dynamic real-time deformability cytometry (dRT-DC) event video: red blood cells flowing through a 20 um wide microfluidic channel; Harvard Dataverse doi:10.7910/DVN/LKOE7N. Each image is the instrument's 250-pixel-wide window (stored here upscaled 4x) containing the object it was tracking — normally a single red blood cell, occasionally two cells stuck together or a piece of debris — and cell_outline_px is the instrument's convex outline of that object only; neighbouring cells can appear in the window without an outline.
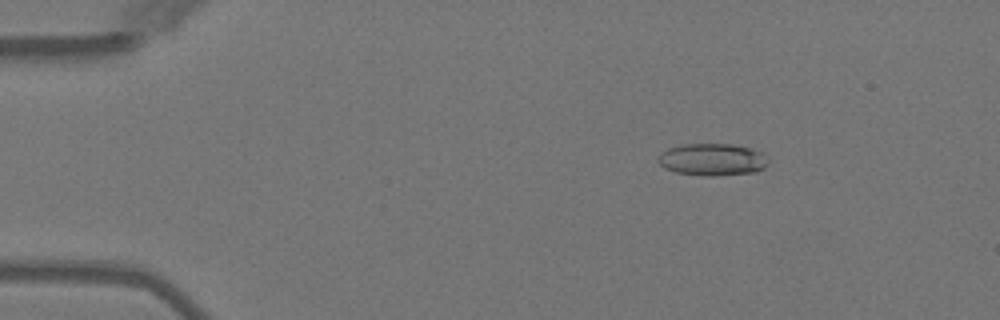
{"species": "Egyptian fruit bat (a non-hibernating species)", "species_latin": "Rousettus aegyptiacus", "temperature_condition": "warm", "stored_images_in_passage": 5, "camera_frame_rate_fps": 3000, "um_per_image_px": 0.085, "animal": {"sex": "female"}, "frame": {"image": 1, "passage_image": 3, "time_ms": 2.333, "image_size_px": [1000, 320], "cell_outline_px": [[768, 164], [764, 168], [756, 172], [716, 176], [704, 176], [676, 172], [664, 168], [656, 160], [668, 148], [684, 144], [732, 144], [748, 148], [760, 152], [768, 160]], "centroid_in_image_um": [60.55, 13.57], "position_along_channel_um": 24.5, "area_um2": 20.52}}